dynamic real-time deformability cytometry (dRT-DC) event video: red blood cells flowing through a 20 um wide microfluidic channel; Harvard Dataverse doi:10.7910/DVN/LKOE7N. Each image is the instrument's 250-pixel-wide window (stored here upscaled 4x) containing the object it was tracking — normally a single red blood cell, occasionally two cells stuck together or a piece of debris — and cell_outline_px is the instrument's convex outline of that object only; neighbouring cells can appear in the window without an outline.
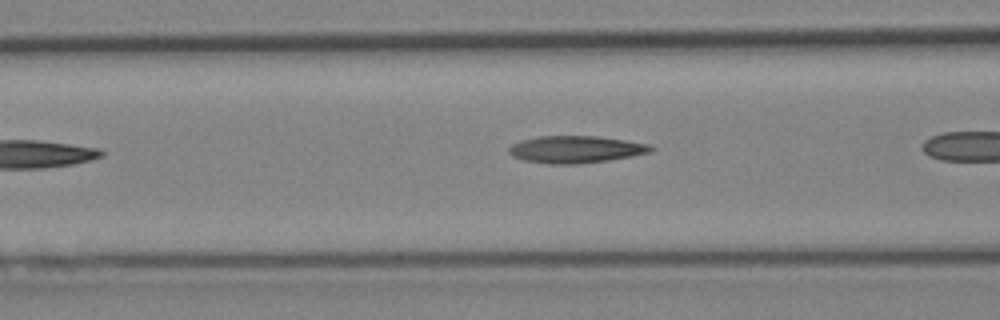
{"species": "Egyptian fruit bat (a non-hibernating species)", "species_latin": "Rousettus aegyptiacus", "temperature_condition": "cold", "stored_images_in_passage": 4, "camera_frame_rate_fps": 3000, "um_per_image_px": 0.085, "animal": {"sex": "female"}, "frame": {"image": 1, "passage_image": 3, "time_ms": 2.333, "image_size_px": [1000, 320], "cell_outline_px": [[656, 148], [652, 152], [632, 156], [608, 160], [580, 164], [548, 164], [524, 160], [512, 156], [508, 152], [508, 148], [512, 144], [520, 140], [540, 136], [596, 136], [652, 144]], "centroid_in_image_um": [48.96, 12.7], "position_along_channel_um": 117.6, "area_um2": 22.66}}